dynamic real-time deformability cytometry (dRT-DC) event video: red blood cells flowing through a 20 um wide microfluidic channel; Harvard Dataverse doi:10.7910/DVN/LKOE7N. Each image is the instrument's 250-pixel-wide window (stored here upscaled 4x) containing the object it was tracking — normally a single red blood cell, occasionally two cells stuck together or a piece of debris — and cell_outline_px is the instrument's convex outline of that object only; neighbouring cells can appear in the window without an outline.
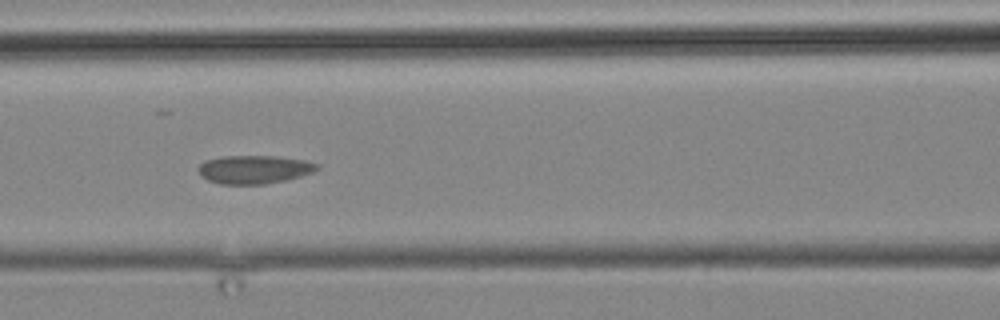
{"species": "common noctule bat (a hibernating species)", "species_latin": "Nyctalus noctula", "temperature_condition": "cold", "stored_images_in_passage": 4, "camera_frame_rate_fps": 3000, "um_per_image_px": 0.085, "animal": {"sex": "male", "body_mass_g": 19.2, "forearm_length_mm": 51.8}, "frame": {"image": 1, "passage_image": 3, "time_ms": 2.333, "image_size_px": [1000, 320], "cell_outline_px": [[320, 168], [312, 172], [300, 176], [284, 180], [264, 184], [220, 184], [208, 180], [200, 176], [200, 164], [204, 160], [224, 156], [272, 156], [304, 160], [320, 164]], "centroid_in_image_um": [21.61, 14.4], "position_along_channel_um": 145.0, "area_um2": 19.48}}
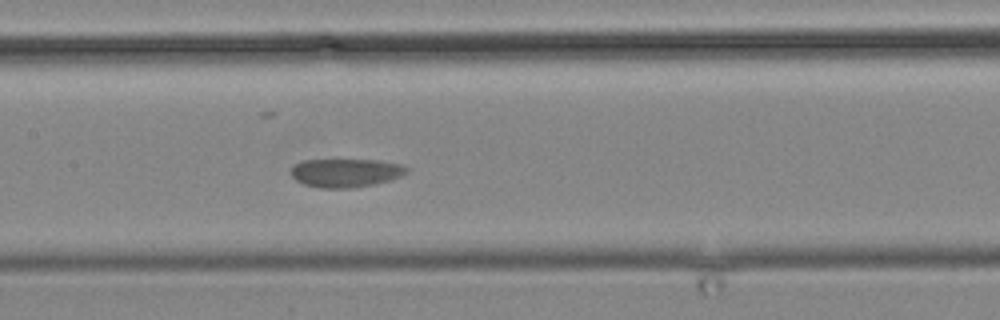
{"frame": {"image": 2, "passage_image": 4, "time_ms": 3.333, "image_size_px": [1000, 320], "cell_outline_px": [[408, 172], [400, 176], [388, 180], [372, 184], [352, 188], [320, 188], [304, 184], [296, 180], [292, 176], [292, 164], [304, 160], [376, 160], [400, 164], [408, 168]], "centroid_in_image_um": [29.35, 14.69], "position_along_channel_um": 178.0, "area_um2": 19.07}}